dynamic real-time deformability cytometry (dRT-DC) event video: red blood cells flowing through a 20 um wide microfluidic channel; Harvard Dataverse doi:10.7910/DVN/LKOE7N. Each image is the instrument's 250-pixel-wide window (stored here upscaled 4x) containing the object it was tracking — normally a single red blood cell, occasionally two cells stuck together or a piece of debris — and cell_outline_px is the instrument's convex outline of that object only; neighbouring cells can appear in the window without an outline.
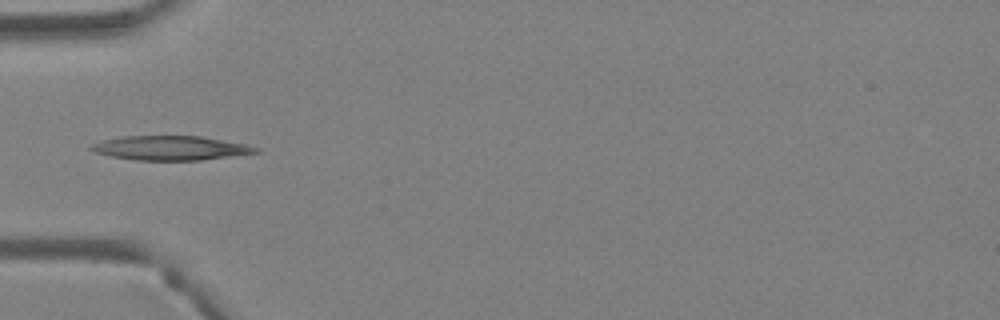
{"species": "Egyptian fruit bat (a non-hibernating species)", "species_latin": "Rousettus aegyptiacus", "temperature_condition": "warm", "stored_images_in_passage": 3, "camera_frame_rate_fps": 3000, "um_per_image_px": 0.085, "animal": {"sex": "female"}, "frame": {"image": 1, "passage_image": 3, "time_ms": 0.667, "image_size_px": [1000, 320], "cell_outline_px": [[260, 152], [200, 160], [136, 160], [112, 156], [96, 152], [88, 148], [92, 144], [104, 140], [120, 136], [200, 136], [248, 144], [260, 148]], "centroid_in_image_um": [14.53, 12.57], "position_along_channel_um": 70.5, "area_um2": 23.18}}